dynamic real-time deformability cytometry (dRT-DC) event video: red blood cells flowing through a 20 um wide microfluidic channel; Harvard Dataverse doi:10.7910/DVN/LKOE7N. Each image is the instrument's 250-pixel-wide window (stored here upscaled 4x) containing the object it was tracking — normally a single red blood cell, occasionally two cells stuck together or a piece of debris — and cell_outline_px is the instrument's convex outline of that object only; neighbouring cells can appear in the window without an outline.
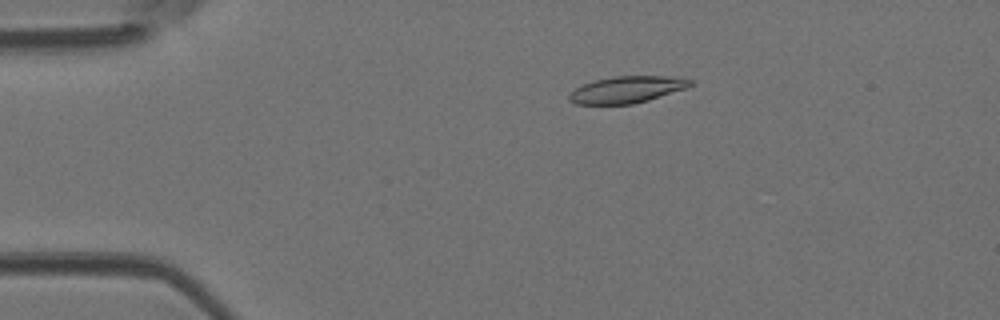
{"species": "Egyptian fruit bat (a non-hibernating species)", "species_latin": "Rousettus aegyptiacus", "temperature_condition": "room temperature", "stored_images_in_passage": 46, "camera_frame_rate_fps": 3000, "um_per_image_px": 0.085, "animal": {"sex": "female"}, "frame": {"image": 1, "passage_image": 9, "time_ms": 2.667, "image_size_px": [1000, 320], "cell_outline_px": [[692, 84], [688, 88], [648, 100], [632, 104], [576, 104], [568, 100], [568, 96], [576, 88], [584, 84], [596, 80], [612, 76], [664, 76], [692, 80]], "centroid_in_image_um": [53.28, 7.62], "position_along_channel_um": 31.7, "area_um2": 18.67}}
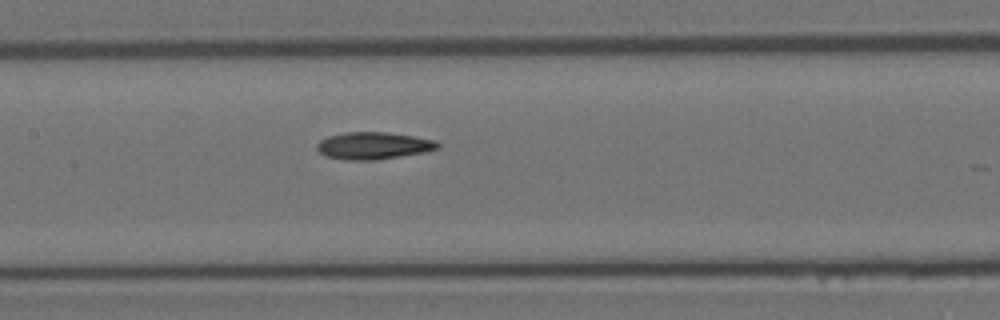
{"frame": {"image": 2, "passage_image": 22, "time_ms": 7.0, "image_size_px": [1000, 320], "cell_outline_px": [[440, 148], [424, 152], [376, 160], [348, 160], [324, 156], [316, 148], [316, 144], [320, 140], [328, 136], [344, 132], [384, 132], [412, 136], [436, 140], [440, 144]], "centroid_in_image_um": [31.72, 12.38], "position_along_channel_um": 175.7, "area_um2": 19.13}}
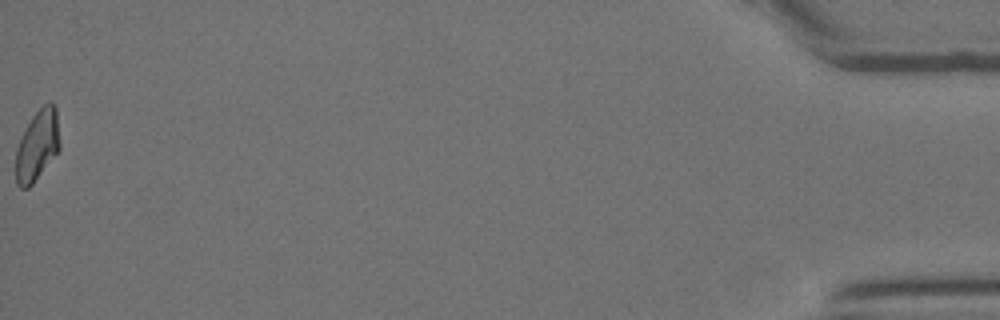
{"frame": {"image": 3, "passage_image": 46, "time_ms": 15.0, "image_size_px": [1000, 320], "cell_outline_px": [[60, 148], [32, 184], [28, 188], [20, 188], [16, 184], [16, 148], [24, 128], [32, 116], [48, 100], [52, 100], [56, 104], [60, 144]], "centroid_in_image_um": [3.17, 12.3], "position_along_channel_um": 432.0, "area_um2": 18.26}}